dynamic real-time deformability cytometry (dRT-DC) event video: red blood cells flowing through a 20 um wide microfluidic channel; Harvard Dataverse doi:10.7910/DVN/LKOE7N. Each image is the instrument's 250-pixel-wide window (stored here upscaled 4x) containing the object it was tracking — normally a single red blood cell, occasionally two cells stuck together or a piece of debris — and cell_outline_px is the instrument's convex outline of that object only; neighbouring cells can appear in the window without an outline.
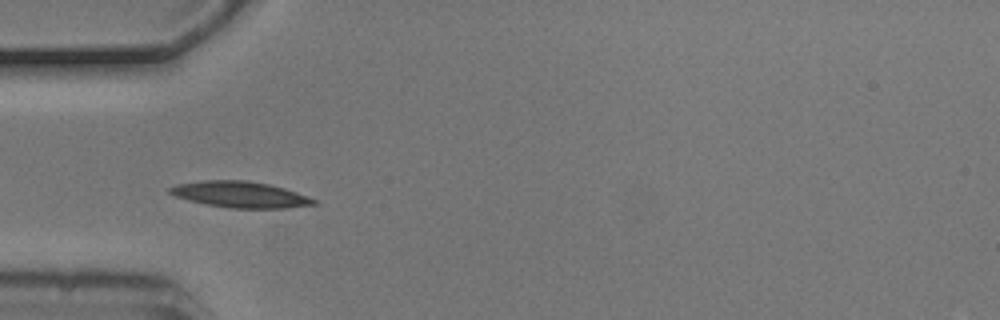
{"species": "common noctule bat (a hibernating species)", "species_latin": "Nyctalus noctula", "temperature_condition": "cold", "stored_images_in_passage": 10, "camera_frame_rate_fps": 3000, "um_per_image_px": 0.085, "animal": {"sex": "male", "body_mass_g": 20.5, "forearm_length_mm": 52.5}, "frame": {"image": 1, "passage_image": 4, "time_ms": 1.0, "image_size_px": [1000, 320], "cell_outline_px": [[316, 204], [288, 208], [228, 208], [188, 200], [176, 196], [168, 192], [168, 188], [176, 184], [200, 180], [248, 180], [268, 184], [284, 188], [296, 192], [316, 200]], "centroid_in_image_um": [20.39, 16.53], "position_along_channel_um": 64.6, "area_um2": 21.85}}
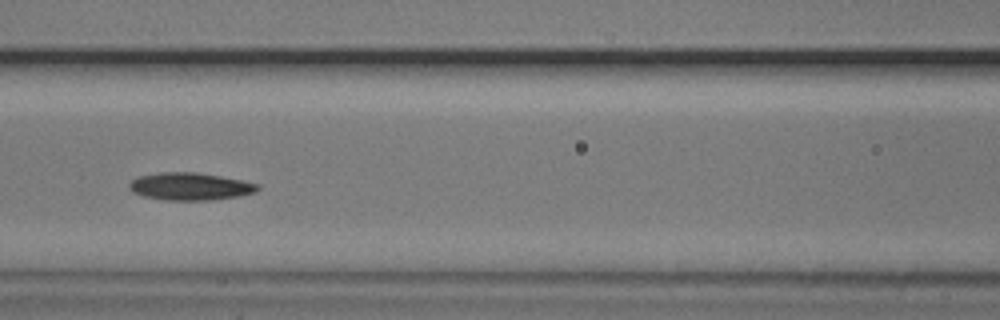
{"frame": {"image": 2, "passage_image": 6, "time_ms": 1.667, "image_size_px": [1000, 320], "cell_outline_px": [[260, 188], [256, 192], [240, 196], [212, 200], [164, 200], [144, 196], [132, 192], [128, 188], [128, 184], [136, 176], [160, 172], [196, 172], [220, 176], [260, 184]], "centroid_in_image_um": [16.14, 15.84], "position_along_channel_um": 150.5, "area_um2": 20.75}}
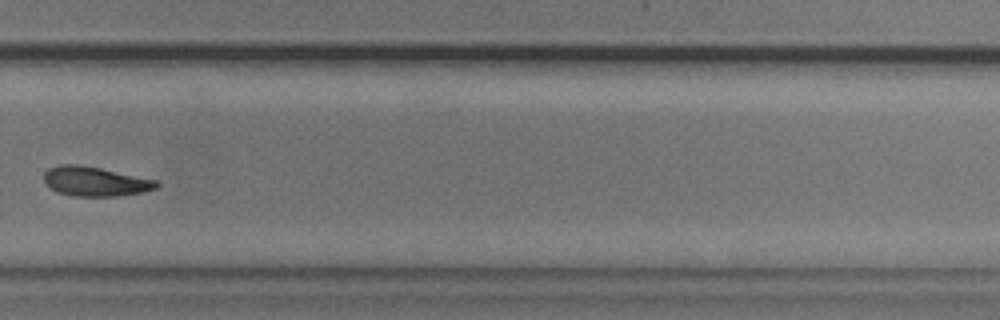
{"frame": {"image": 3, "passage_image": 10, "time_ms": 3.0, "image_size_px": [1000, 320], "cell_outline_px": [[160, 184], [156, 188], [144, 192], [116, 196], [72, 196], [56, 192], [44, 180], [44, 172], [48, 168], [60, 164], [80, 164], [100, 168], [156, 180]], "centroid_in_image_um": [8.07, 15.42], "position_along_channel_um": 321.7, "area_um2": 19.31}}